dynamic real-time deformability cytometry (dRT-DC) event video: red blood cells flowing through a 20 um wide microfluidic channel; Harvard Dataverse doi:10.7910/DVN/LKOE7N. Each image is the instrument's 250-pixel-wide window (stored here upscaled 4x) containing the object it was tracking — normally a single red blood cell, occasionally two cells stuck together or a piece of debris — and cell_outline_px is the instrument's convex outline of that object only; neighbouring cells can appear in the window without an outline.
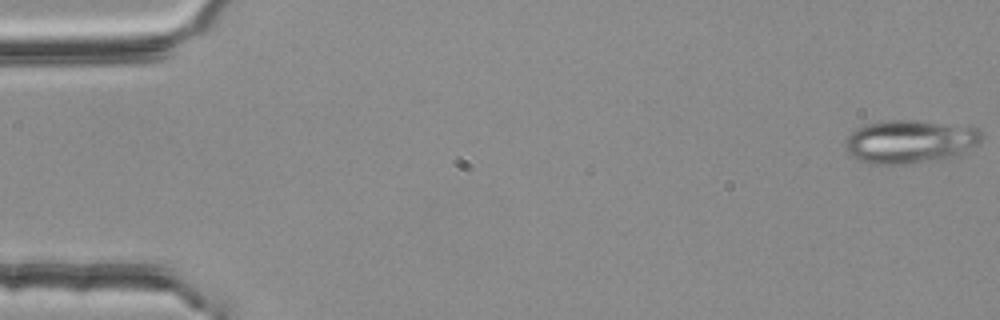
{"species": "common noctule bat (a hibernating species)", "species_latin": "Nyctalus noctula", "temperature_condition": "room temperature", "stored_images_in_passage": 10, "camera_frame_rate_fps": 3000, "um_per_image_px": 0.085, "animal": {"sex": "female", "body_mass_g": 25.1}, "frame": {"image": 1, "passage_image": 1, "time_ms": 0.0, "image_size_px": [1000, 320], "cell_outline_px": [[984, 136], [980, 144], [952, 156], [936, 160], [904, 164], [868, 164], [856, 160], [848, 152], [844, 144], [844, 140], [856, 128], [864, 124], [888, 120], [916, 120], [972, 124], [980, 128]], "centroid_in_image_um": [77.4, 12.0], "position_along_channel_um": 7.6, "area_um2": 35.32}}